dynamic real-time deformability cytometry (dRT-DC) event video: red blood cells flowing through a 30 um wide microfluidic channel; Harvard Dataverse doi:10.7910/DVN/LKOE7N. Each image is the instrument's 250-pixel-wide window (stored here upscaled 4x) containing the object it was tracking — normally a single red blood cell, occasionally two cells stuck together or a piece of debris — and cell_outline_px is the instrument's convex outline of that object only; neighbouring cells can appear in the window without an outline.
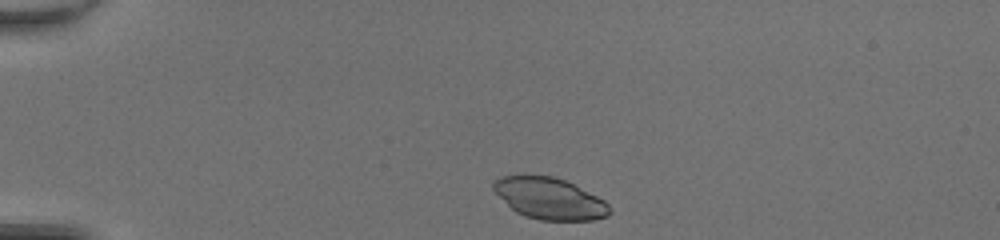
{"species": "common noctule bat (a hibernating species)", "species_latin": "Nyctalus noctula", "temperature_condition": "room temperature", "stored_images_in_passage": 36, "camera_frame_rate_fps": 3000, "um_per_image_px": 0.085, "animal": {"sex": "female", "body_mass_g": 20.0, "forearm_length_mm": 54.0}, "frame": {"image": 1, "passage_image": 1, "time_ms": 0.0, "image_size_px": [1000, 240], "cell_outline_px": [[612, 212], [608, 216], [592, 220], [540, 220], [524, 216], [516, 212], [492, 188], [492, 184], [500, 176], [552, 176], [564, 180], [604, 200], [612, 208]], "centroid_in_image_um": [46.74, 16.89], "position_along_channel_um": 38.3, "area_um2": 27.63}}
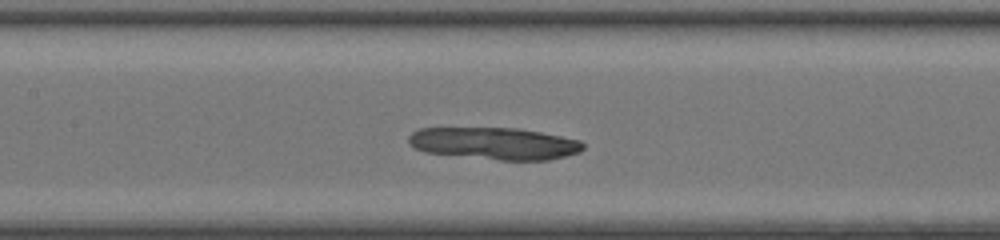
{"frame": {"image": 2, "passage_image": 14, "time_ms": 4.333, "image_size_px": [1000, 240], "cell_outline_px": [[584, 148], [580, 152], [548, 160], [500, 160], [424, 152], [408, 144], [408, 136], [412, 132], [420, 128], [520, 128], [580, 140], [584, 144]], "centroid_in_image_um": [42.02, 12.19], "position_along_channel_um": 165.4, "area_um2": 32.6}}
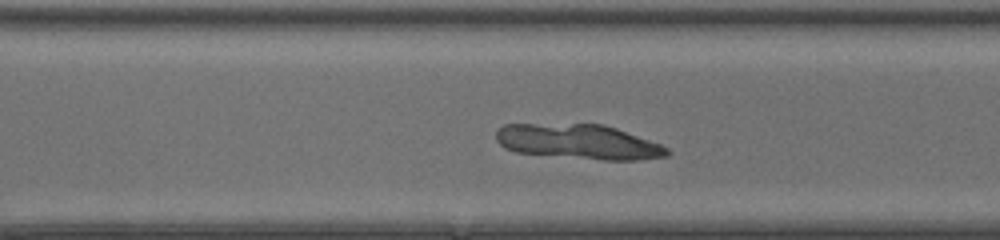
{"frame": {"image": 3, "passage_image": 25, "time_ms": 8.0, "image_size_px": [1000, 240], "cell_outline_px": [[672, 152], [668, 156], [636, 160], [604, 160], [516, 152], [504, 148], [496, 140], [496, 132], [504, 124], [604, 124], [616, 128], [660, 144], [668, 148]], "centroid_in_image_um": [49.19, 12.05], "position_along_channel_um": 321.4, "area_um2": 34.56}}